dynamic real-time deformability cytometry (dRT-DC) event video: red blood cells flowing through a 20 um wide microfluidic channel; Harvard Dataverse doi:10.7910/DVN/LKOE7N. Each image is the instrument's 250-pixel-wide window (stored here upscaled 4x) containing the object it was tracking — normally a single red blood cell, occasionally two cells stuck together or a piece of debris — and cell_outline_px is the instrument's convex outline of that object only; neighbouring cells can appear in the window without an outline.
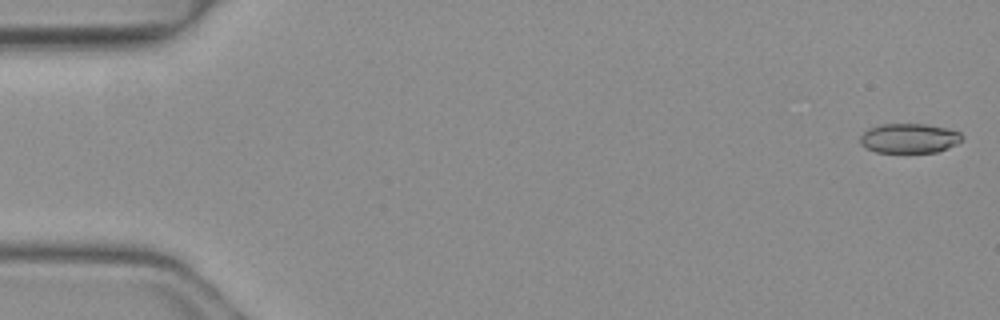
{"species": "common noctule bat (a hibernating species)", "species_latin": "Nyctalus noctula", "temperature_condition": "warm", "stored_images_in_passage": 7, "camera_frame_rate_fps": 3000, "um_per_image_px": 0.085, "animal": {"sex": "female", "body_mass_g": 19.3, "forearm_length_mm": 54.1}, "frame": {"image": 1, "passage_image": 1, "time_ms": 0.0, "image_size_px": [1000, 320], "cell_outline_px": [[964, 136], [956, 144], [936, 152], [876, 152], [860, 144], [860, 136], [868, 128], [880, 124], [924, 124], [948, 128], [960, 132]], "centroid_in_image_um": [77.27, 11.74], "position_along_channel_um": 7.7, "area_um2": 17.51}}